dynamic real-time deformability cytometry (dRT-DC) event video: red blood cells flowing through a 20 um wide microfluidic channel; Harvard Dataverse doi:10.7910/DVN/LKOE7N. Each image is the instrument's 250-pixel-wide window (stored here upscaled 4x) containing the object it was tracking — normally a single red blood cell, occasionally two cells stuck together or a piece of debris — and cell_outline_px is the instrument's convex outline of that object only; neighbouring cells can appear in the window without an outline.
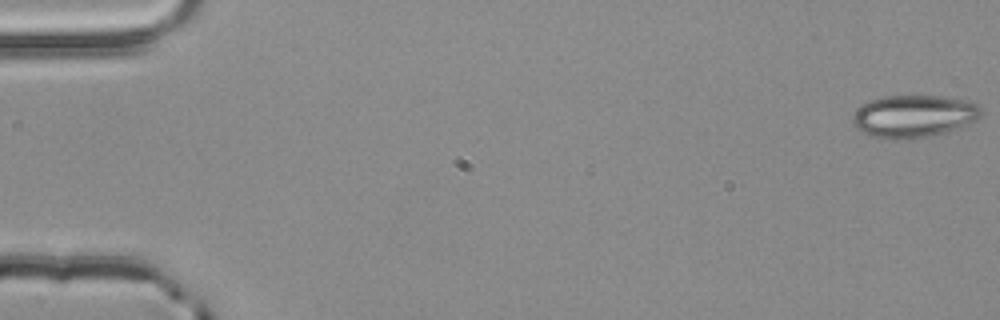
{"species": "common noctule bat (a hibernating species)", "species_latin": "Nyctalus noctula", "temperature_condition": "room temperature", "stored_images_in_passage": 55, "camera_frame_rate_fps": 3000, "um_per_image_px": 0.085, "animal": {"sex": "male", "body_mass_g": 20.4}, "frame": {"image": 1, "passage_image": 1, "time_ms": 0.0, "image_size_px": [1000, 320], "cell_outline_px": [[980, 116], [976, 120], [956, 128], [944, 132], [928, 136], [908, 140], [884, 140], [872, 136], [856, 128], [852, 124], [852, 116], [868, 100], [884, 96], [948, 96], [964, 100], [976, 104], [980, 108]], "centroid_in_image_um": [77.63, 9.89], "position_along_channel_um": 7.4, "area_um2": 31.73}}
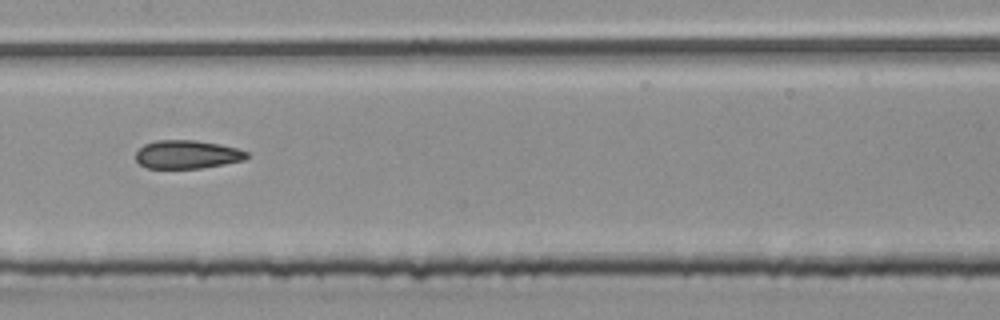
{"frame": {"image": 2, "passage_image": 28, "time_ms": 9.0, "image_size_px": [1000, 320], "cell_outline_px": [[252, 156], [244, 160], [224, 164], [200, 168], [148, 168], [140, 164], [136, 160], [136, 152], [144, 144], [156, 140], [196, 140], [220, 144], [236, 148], [248, 152]], "centroid_in_image_um": [15.93, 13.12], "position_along_channel_um": 191.5, "area_um2": 18.44}}
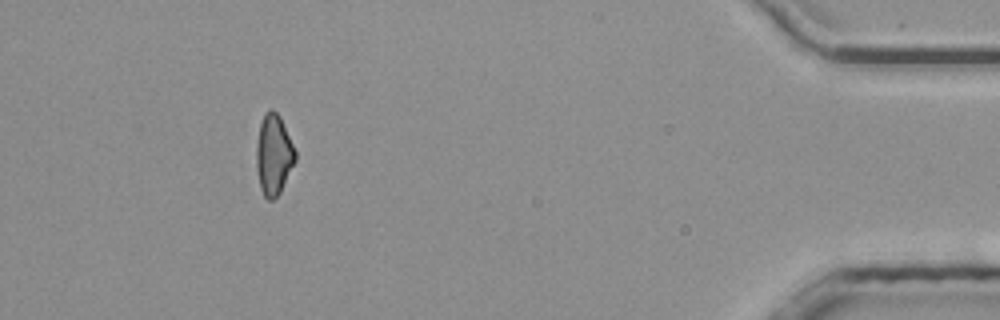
{"frame": {"image": 3, "passage_image": 50, "time_ms": 16.333, "image_size_px": [1000, 320], "cell_outline_px": [[296, 160], [280, 192], [272, 200], [268, 200], [264, 196], [260, 188], [256, 168], [256, 144], [260, 124], [264, 112], [268, 108], [272, 108], [280, 116], [296, 152]], "centroid_in_image_um": [23.24, 13.13], "position_along_channel_um": 412.0, "area_um2": 18.32}, "authors_computed_cell_mechanics": {"area_um2": 19.1318, "velocity_mm_per_s": 3.8833, "shape_relaxation_time_tau1_ms": 9.9933, "shape_relaxation_time_tau2_ms": 3.2371, "deformation_change_tau1": 0.1691, "deformation_change_tau2": 0.1142}}